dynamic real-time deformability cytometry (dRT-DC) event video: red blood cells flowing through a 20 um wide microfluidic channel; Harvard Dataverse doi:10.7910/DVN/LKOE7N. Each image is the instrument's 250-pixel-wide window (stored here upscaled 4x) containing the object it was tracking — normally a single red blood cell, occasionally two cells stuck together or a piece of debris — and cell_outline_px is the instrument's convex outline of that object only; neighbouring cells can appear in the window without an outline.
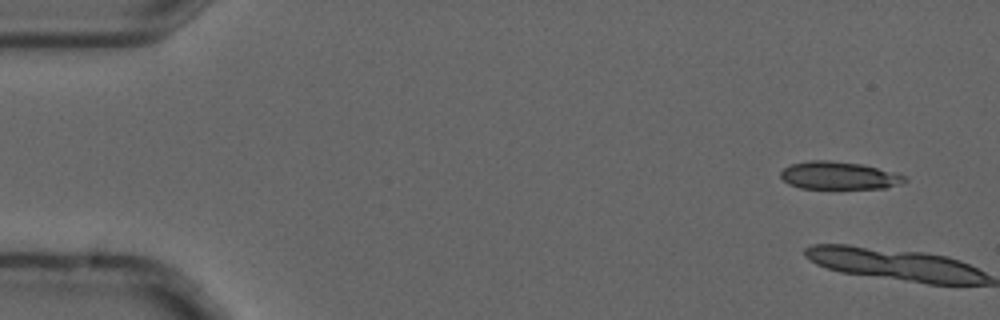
{"species": "common noctule bat (a hibernating species)", "species_latin": "Nyctalus noctula", "temperature_condition": "cold", "stored_images_in_passage": 5, "camera_frame_rate_fps": 3000, "um_per_image_px": 0.085, "animal": {"sex": "male", "forearm_length_mm": 52.5}, "frame": {"image": 1, "passage_image": 1, "time_ms": 0.0, "image_size_px": [1000, 320], "cell_outline_px": [[908, 180], [904, 184], [884, 188], [800, 188], [788, 184], [780, 176], [780, 172], [784, 168], [792, 164], [812, 160], [828, 160], [864, 164], [896, 172], [908, 176]], "centroid_in_image_um": [71.38, 14.92], "position_along_channel_um": 13.6, "area_um2": 20.29}}